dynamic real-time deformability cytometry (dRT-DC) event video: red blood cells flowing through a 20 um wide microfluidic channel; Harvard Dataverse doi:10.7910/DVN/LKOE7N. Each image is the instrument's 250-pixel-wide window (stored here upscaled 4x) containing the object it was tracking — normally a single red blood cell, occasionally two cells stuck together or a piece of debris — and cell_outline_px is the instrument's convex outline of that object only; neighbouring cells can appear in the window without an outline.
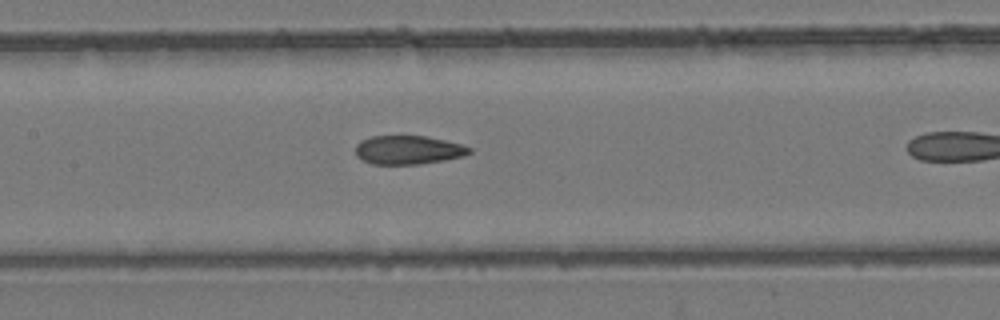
{"species": "common noctule bat (a hibernating species)", "species_latin": "Nyctalus noctula", "temperature_condition": "room temperature", "stored_images_in_passage": 15, "camera_frame_rate_fps": 3000, "um_per_image_px": 0.085, "animal": {"sex": "female", "body_mass_g": 24.6, "forearm_length_mm": 56.2}, "frame": {"image": 1, "passage_image": 11, "time_ms": 3.333, "image_size_px": [1000, 320], "cell_outline_px": [[472, 152], [464, 156], [444, 160], [420, 164], [372, 164], [360, 160], [356, 156], [356, 144], [360, 140], [372, 136], [424, 136], [444, 140], [460, 144], [472, 148]], "centroid_in_image_um": [34.67, 12.75], "position_along_channel_um": 172.7, "area_um2": 19.13}}